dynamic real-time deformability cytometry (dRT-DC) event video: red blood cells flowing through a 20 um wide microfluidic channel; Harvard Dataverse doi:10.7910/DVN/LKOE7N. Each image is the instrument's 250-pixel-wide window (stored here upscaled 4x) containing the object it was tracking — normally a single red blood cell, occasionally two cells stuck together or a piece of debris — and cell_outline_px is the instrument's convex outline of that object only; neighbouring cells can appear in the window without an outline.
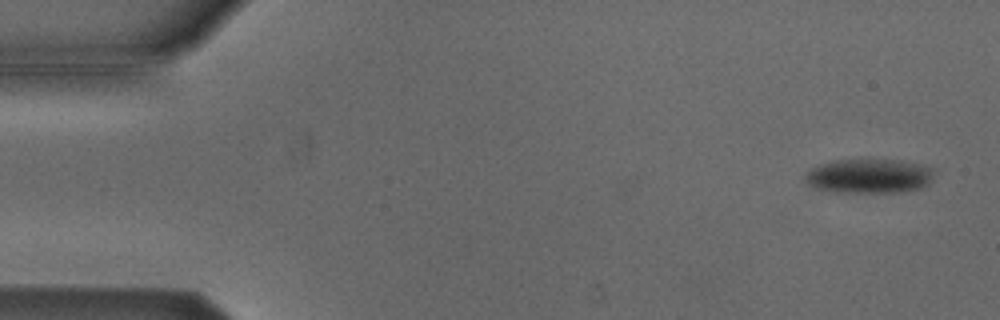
{"species": "Egyptian fruit bat (a non-hibernating species)", "species_latin": "Rousettus aegyptiacus", "temperature_condition": "cold", "stored_images_in_passage": 5, "segment_of_instrument_passage": [1, 2], "camera_frame_rate_fps": 3000, "um_per_image_px": 0.085, "animal": {"sex": "male"}, "frame": {"image": 1, "passage_image": 1, "time_ms": 0.0, "image_size_px": [1000, 320], "cell_outline_px": [[936, 168], [932, 180], [924, 188], [900, 192], [836, 192], [816, 188], [808, 180], [808, 172], [812, 168], [820, 164], [832, 160], [900, 160], [924, 164]], "centroid_in_image_um": [74.02, 14.95], "position_along_channel_um": 11.0, "area_um2": 25.84}}
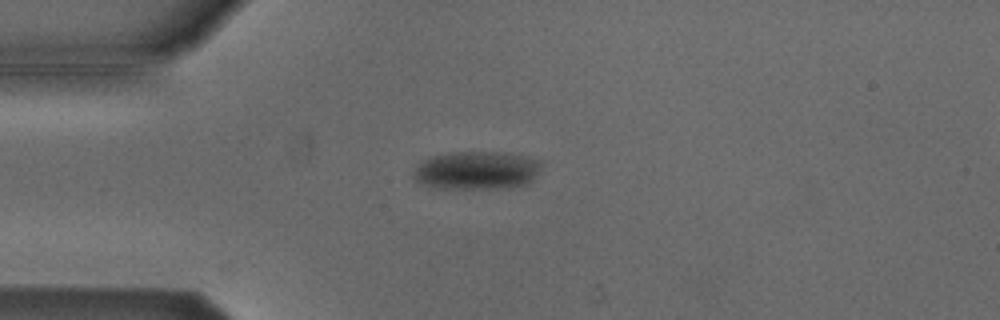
{"frame": {"image": 2, "passage_image": 4, "time_ms": 1.0, "image_size_px": [1000, 320], "cell_outline_px": [[544, 164], [532, 180], [528, 184], [508, 188], [440, 188], [416, 180], [412, 176], [416, 168], [424, 160], [432, 156], [452, 152], [504, 152], [524, 156], [540, 160]], "centroid_in_image_um": [40.59, 14.47], "position_along_channel_um": 44.4, "area_um2": 28.32}}